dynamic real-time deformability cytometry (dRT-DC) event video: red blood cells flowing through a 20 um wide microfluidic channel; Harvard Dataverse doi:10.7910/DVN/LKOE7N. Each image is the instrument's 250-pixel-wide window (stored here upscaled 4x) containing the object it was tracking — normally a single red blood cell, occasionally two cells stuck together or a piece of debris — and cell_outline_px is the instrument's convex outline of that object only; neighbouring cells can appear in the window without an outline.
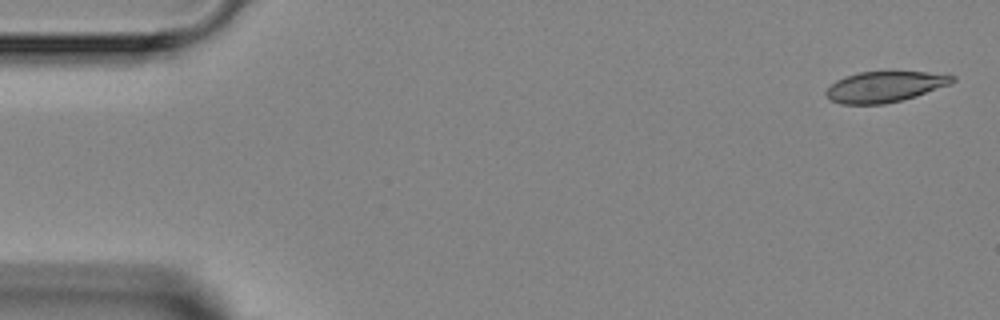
{"species": "Egyptian fruit bat (a non-hibernating species)", "species_latin": "Rousettus aegyptiacus", "temperature_condition": "room temperature", "stored_images_in_passage": 5, "camera_frame_rate_fps": 3000, "um_per_image_px": 0.085, "animal": {"sex": "female"}, "frame": {"image": 1, "passage_image": 1, "time_ms": 0.0, "image_size_px": [1000, 320], "cell_outline_px": [[956, 80], [948, 84], [916, 96], [884, 104], [840, 104], [828, 100], [824, 92], [836, 80], [844, 76], [860, 72], [924, 72], [956, 76]], "centroid_in_image_um": [75.13, 7.38], "position_along_channel_um": 9.9, "area_um2": 22.43}}